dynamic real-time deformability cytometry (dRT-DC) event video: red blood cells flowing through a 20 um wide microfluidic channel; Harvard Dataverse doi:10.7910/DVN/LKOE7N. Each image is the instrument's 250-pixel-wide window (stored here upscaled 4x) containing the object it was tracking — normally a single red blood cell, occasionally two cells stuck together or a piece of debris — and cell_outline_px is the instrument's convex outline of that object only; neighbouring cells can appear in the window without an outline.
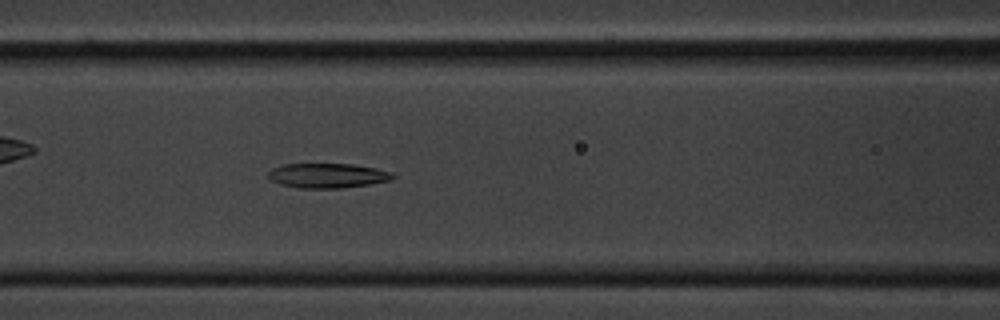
{"species": "common noctule bat (a hibernating species)", "species_latin": "Nyctalus noctula", "temperature_condition": "cold", "stored_images_in_passage": 49, "camera_frame_rate_fps": 3000, "um_per_image_px": 0.085, "animal": {"sex": "male", "body_mass_g": 20.1, "forearm_length_mm": 53.5}, "frame": {"image": 1, "passage_image": 17, "time_ms": 5.333, "image_size_px": [1000, 320], "cell_outline_px": [[396, 176], [392, 180], [368, 184], [340, 188], [300, 188], [280, 184], [272, 180], [268, 176], [268, 172], [272, 168], [284, 164], [352, 164], [376, 168], [392, 172]], "centroid_in_image_um": [27.86, 14.92], "position_along_channel_um": 138.7, "area_um2": 17.86}}
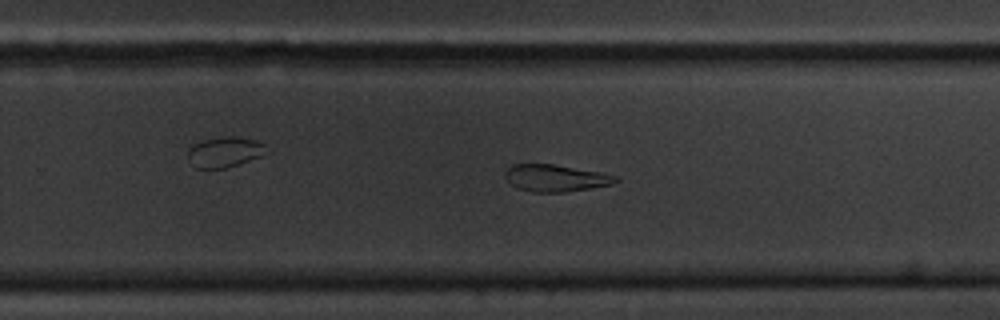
{"frame": {"image": 2, "passage_image": 29, "time_ms": 9.333, "image_size_px": [1000, 320], "cell_outline_px": [[620, 180], [612, 184], [564, 192], [532, 192], [516, 188], [504, 176], [504, 172], [512, 164], [552, 164], [600, 172], [616, 176]], "centroid_in_image_um": [47.19, 15.13], "position_along_channel_um": 282.6, "area_um2": 17.22}}
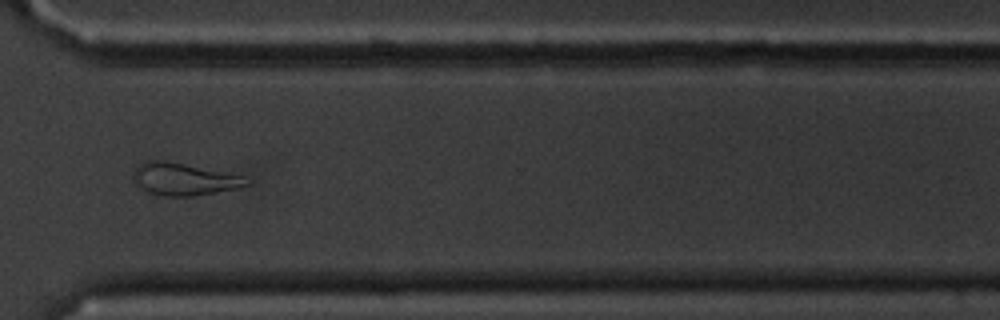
{"frame": {"image": 3, "passage_image": 35, "time_ms": 11.333, "image_size_px": [1000, 320], "cell_outline_px": [[252, 184], [236, 188], [192, 196], [164, 196], [148, 192], [132, 176], [136, 168], [144, 160], [160, 160], [184, 164], [244, 176], [252, 180]], "centroid_in_image_um": [15.68, 15.22], "position_along_channel_um": 354.9, "area_um2": 20.87}, "authors_computed_cell_mechanics": {"area_um2": 19.4208, "velocity_mm_per_s": 3.6038, "shape_relaxation_time_tau1_ms": 5.1889, "shape_relaxation_time_tau2_ms": null, "deformation_change_tau1": 0.1857, "deformation_change_tau2": null}}